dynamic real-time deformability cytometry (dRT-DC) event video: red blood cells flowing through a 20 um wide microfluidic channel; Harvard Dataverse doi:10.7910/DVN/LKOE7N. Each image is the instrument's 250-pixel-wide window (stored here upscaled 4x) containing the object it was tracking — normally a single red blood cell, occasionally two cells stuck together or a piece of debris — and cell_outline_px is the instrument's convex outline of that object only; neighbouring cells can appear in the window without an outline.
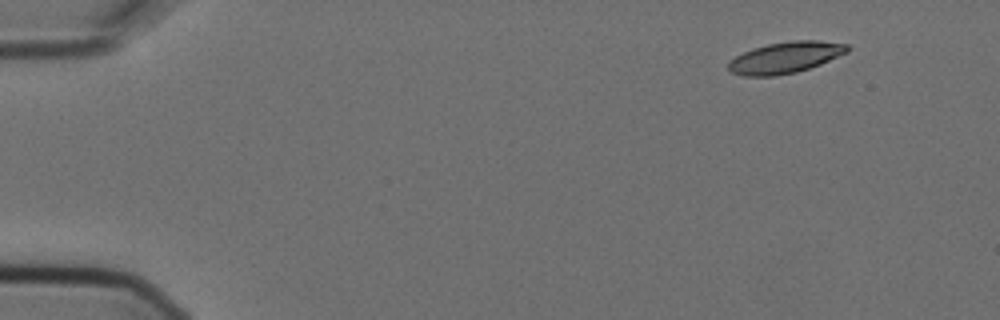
{"species": "Egyptian fruit bat (a non-hibernating species)", "species_latin": "Rousettus aegyptiacus", "temperature_condition": "cold", "stored_images_in_passage": 6, "camera_frame_rate_fps": 3000, "um_per_image_px": 0.085, "animal": {"sex": "female"}, "frame": {"image": 1, "passage_image": 2, "time_ms": 0.333, "image_size_px": [1000, 320], "cell_outline_px": [[848, 52], [820, 64], [796, 72], [776, 76], [744, 76], [732, 72], [728, 68], [728, 64], [736, 56], [752, 48], [768, 44], [792, 40], [816, 40], [848, 44]], "centroid_in_image_um": [66.76, 4.88], "position_along_channel_um": 18.2, "area_um2": 21.5}}
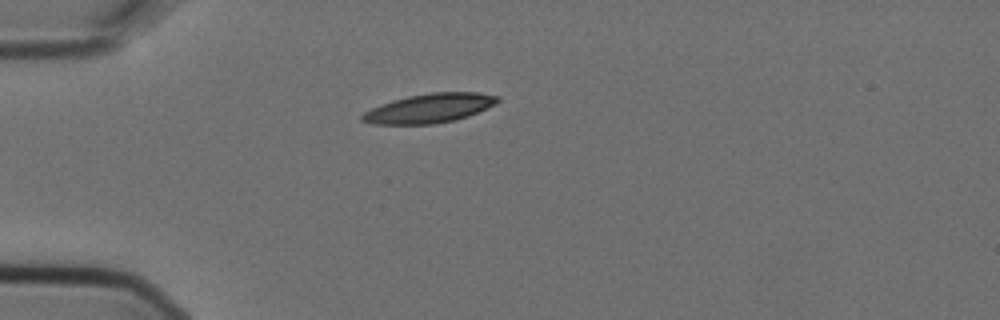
{"frame": {"image": 2, "passage_image": 4, "time_ms": 1.0, "image_size_px": [1000, 320], "cell_outline_px": [[500, 100], [496, 104], [468, 116], [456, 120], [432, 124], [372, 124], [360, 120], [360, 116], [364, 112], [372, 108], [392, 100], [408, 96], [432, 92], [480, 92], [500, 96]], "centroid_in_image_um": [36.52, 9.19], "position_along_channel_um": 48.5, "area_um2": 23.12}}
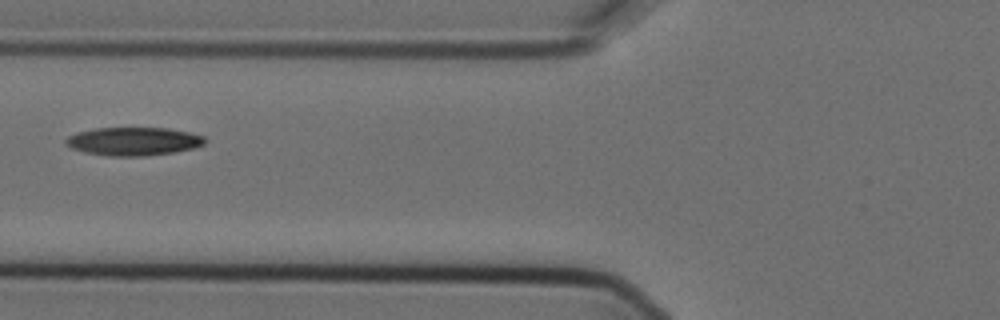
{"frame": {"image": 3, "passage_image": 6, "time_ms": 1.667, "image_size_px": [1000, 320], "cell_outline_px": [[208, 140], [204, 144], [192, 148], [172, 152], [144, 156], [108, 156], [84, 152], [72, 148], [64, 144], [64, 140], [68, 136], [76, 132], [96, 128], [168, 128], [188, 132], [204, 136]], "centroid_in_image_um": [11.31, 12.01], "position_along_channel_um": 114.5, "area_um2": 22.95}}